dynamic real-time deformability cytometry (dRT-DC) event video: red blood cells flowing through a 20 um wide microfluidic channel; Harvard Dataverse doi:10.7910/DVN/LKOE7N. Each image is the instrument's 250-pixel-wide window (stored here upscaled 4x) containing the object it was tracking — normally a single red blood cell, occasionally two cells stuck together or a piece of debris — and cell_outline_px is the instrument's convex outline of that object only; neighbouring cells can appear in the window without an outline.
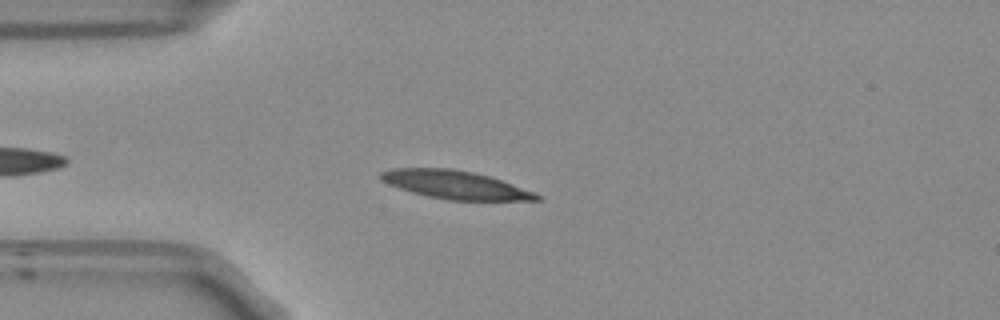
{"species": "Egyptian fruit bat (a non-hibernating species)", "species_latin": "Rousettus aegyptiacus", "temperature_condition": "room temperature", "stored_images_in_passage": 44, "camera_frame_rate_fps": 3000, "um_per_image_px": 0.085, "frame": {"image": 1, "passage_image": 7, "time_ms": 2.0, "image_size_px": [1000, 320], "cell_outline_px": [[540, 200], [448, 200], [428, 196], [412, 192], [388, 184], [380, 180], [380, 172], [392, 168], [452, 168], [472, 172], [488, 176], [500, 180], [532, 192], [540, 196]], "centroid_in_image_um": [38.61, 15.7], "position_along_channel_um": 46.4, "area_um2": 25.2}}
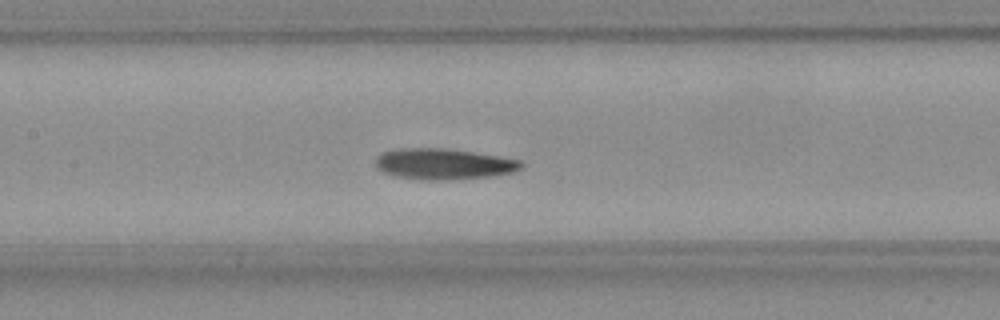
{"frame": {"image": 2, "passage_image": 18, "time_ms": 5.667, "image_size_px": [1000, 320], "cell_outline_px": [[524, 164], [520, 168], [512, 172], [492, 176], [444, 180], [428, 180], [392, 176], [376, 168], [376, 160], [384, 152], [396, 148], [440, 148], [472, 152], [520, 160]], "centroid_in_image_um": [37.68, 13.94], "position_along_channel_um": 169.7, "area_um2": 25.95}}
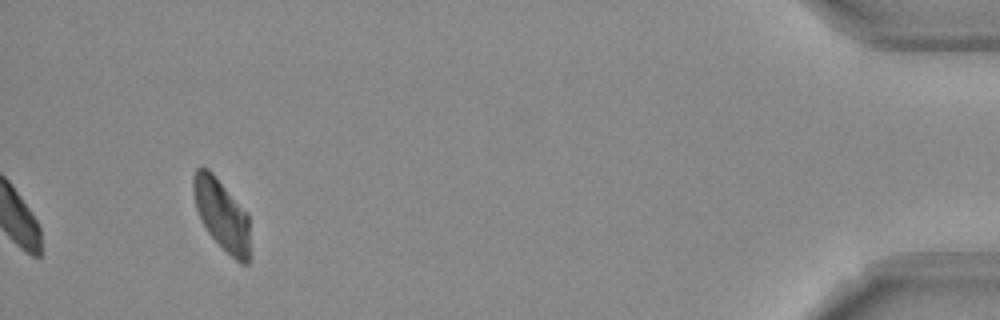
{"frame": {"image": 3, "passage_image": 44, "time_ms": 14.333, "image_size_px": [1000, 320], "cell_outline_px": [[248, 264], [240, 264], [208, 232], [196, 208], [192, 192], [192, 176], [196, 168], [200, 164], [208, 168], [212, 172], [248, 216]], "centroid_in_image_um": [18.78, 18.18], "position_along_channel_um": 416.4, "area_um2": 22.72}, "authors_computed_cell_mechanics": {"area_um2": 25.143, "velocity_mm_per_s": 3.7235, "shape_relaxation_time_tau1_ms": 8.3412, "shape_relaxation_time_tau2_ms": 6.0651, "deformation_change_tau1": 0.1875, "deformation_change_tau2": 0.1008}}